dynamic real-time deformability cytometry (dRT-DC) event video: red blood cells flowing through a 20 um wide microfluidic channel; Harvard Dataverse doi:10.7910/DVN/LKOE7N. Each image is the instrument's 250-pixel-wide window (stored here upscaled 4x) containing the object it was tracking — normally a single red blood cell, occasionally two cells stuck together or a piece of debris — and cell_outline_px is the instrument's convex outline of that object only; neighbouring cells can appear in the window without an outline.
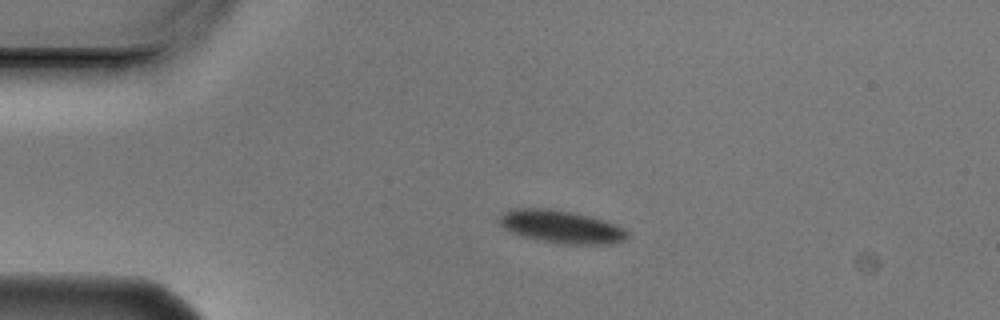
{"species": "Egyptian fruit bat (a non-hibernating species)", "species_latin": "Rousettus aegyptiacus", "temperature_condition": "cold", "stored_images_in_passage": 2, "camera_frame_rate_fps": 3000, "um_per_image_px": 0.085, "animal": {"sex": "male"}, "frame": {"image": 1, "passage_image": 1, "time_ms": 0.0, "image_size_px": [1000, 320], "cell_outline_px": [[628, 236], [624, 240], [604, 244], [568, 244], [540, 240], [520, 236], [504, 228], [500, 224], [500, 216], [504, 212], [512, 208], [552, 208], [592, 216], [616, 224], [624, 228], [628, 232]], "centroid_in_image_um": [47.71, 19.25], "position_along_channel_um": 37.3, "area_um2": 24.45}}